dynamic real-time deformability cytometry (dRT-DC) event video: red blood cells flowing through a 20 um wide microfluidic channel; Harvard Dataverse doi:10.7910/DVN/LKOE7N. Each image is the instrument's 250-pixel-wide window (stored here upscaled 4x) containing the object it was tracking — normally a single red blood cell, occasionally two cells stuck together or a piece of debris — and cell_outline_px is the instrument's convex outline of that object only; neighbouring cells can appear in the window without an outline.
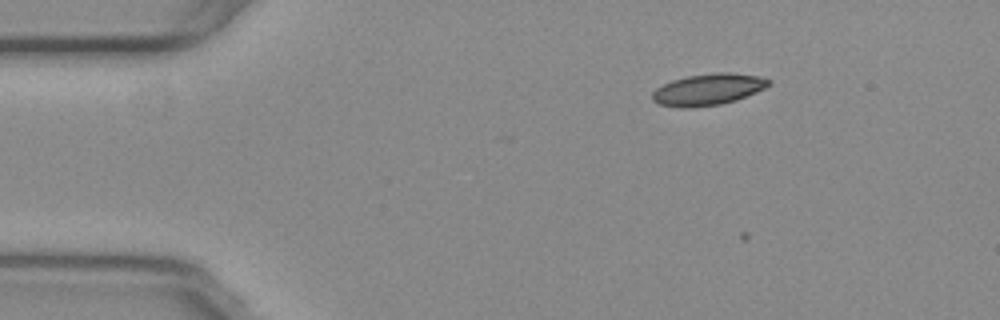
{"species": "common noctule bat (a hibernating species)", "species_latin": "Nyctalus noctula", "temperature_condition": "warm", "stored_images_in_passage": 3, "camera_frame_rate_fps": 3000, "um_per_image_px": 0.085, "animal": {"sex": "female", "body_mass_g": 29.2, "forearm_length_mm": 56.3}, "frame": {"image": 1, "passage_image": 2, "time_ms": 0.333, "image_size_px": [1000, 320], "cell_outline_px": [[772, 84], [764, 88], [736, 100], [720, 104], [688, 108], [680, 108], [660, 104], [652, 100], [652, 92], [656, 88], [672, 80], [688, 76], [716, 72], [732, 72], [760, 76], [772, 80]], "centroid_in_image_um": [60.2, 7.59], "position_along_channel_um": 24.8, "area_um2": 21.39}}